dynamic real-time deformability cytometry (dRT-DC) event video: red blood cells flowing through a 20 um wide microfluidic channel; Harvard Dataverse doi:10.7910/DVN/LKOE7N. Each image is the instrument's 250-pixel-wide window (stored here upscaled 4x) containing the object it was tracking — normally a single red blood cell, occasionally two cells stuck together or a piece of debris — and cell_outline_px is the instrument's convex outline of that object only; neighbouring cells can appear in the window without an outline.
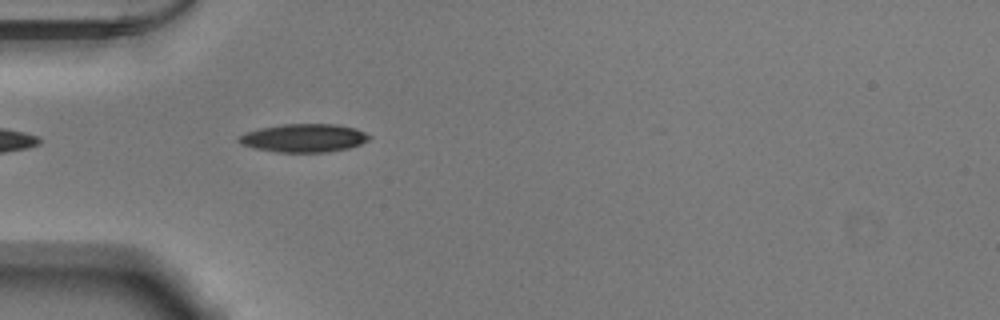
{"species": "Egyptian fruit bat (a non-hibernating species)", "species_latin": "Rousettus aegyptiacus", "temperature_condition": "warm", "stored_images_in_passage": 37, "camera_frame_rate_fps": 3000, "um_per_image_px": 0.085, "animal": {"sex": "male"}, "frame": {"image": 1, "passage_image": 1, "time_ms": 0.0, "image_size_px": [1000, 320], "cell_outline_px": [[372, 136], [368, 140], [360, 144], [348, 148], [328, 152], [276, 152], [252, 148], [240, 144], [236, 140], [240, 136], [248, 132], [260, 128], [284, 124], [336, 124], [356, 128]], "centroid_in_image_um": [25.83, 11.73], "position_along_channel_um": 59.2, "area_um2": 21.5}}
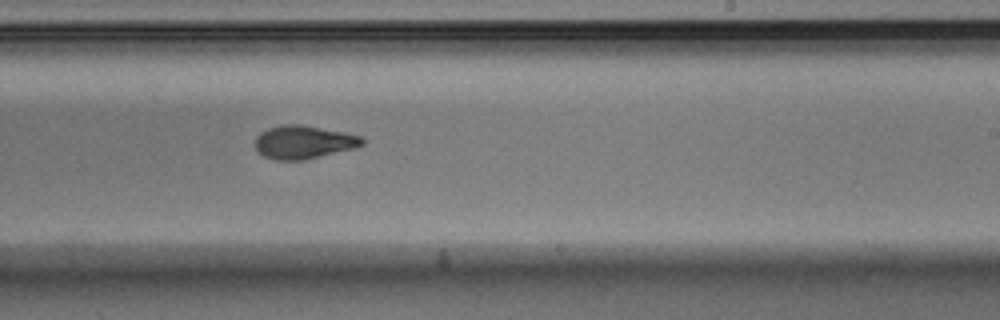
{"frame": {"image": 2, "passage_image": 17, "time_ms": 5.333, "image_size_px": [1000, 320], "cell_outline_px": [[364, 144], [356, 148], [304, 160], [276, 160], [264, 156], [256, 148], [256, 136], [260, 132], [268, 128], [284, 124], [300, 124], [344, 132], [360, 136], [364, 140]], "centroid_in_image_um": [25.82, 12.08], "position_along_channel_um": 263.2, "area_um2": 20.69}}
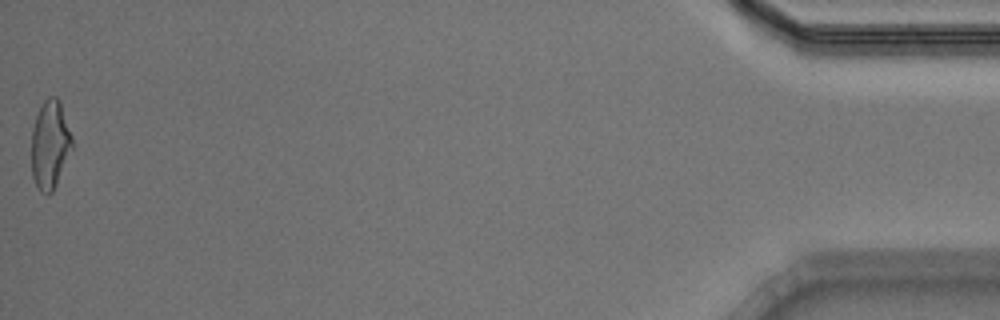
{"frame": {"image": 3, "passage_image": 37, "time_ms": 12.0, "image_size_px": [1000, 320], "cell_outline_px": [[72, 148], [56, 184], [52, 192], [40, 192], [32, 176], [32, 128], [36, 116], [44, 100], [48, 96], [56, 96], [60, 104], [72, 136]], "centroid_in_image_um": [4.24, 12.28], "position_along_channel_um": 431.0, "area_um2": 20.46}, "authors_computed_cell_mechanics": {"area_um2": 20.9236, "velocity_mm_per_s": 3.9004, "shape_relaxation_time_tau1_ms": 3.4015, "shape_relaxation_time_tau2_ms": 3.666, "deformation_change_tau1": 0.153, "deformation_change_tau2": 0.0961}}